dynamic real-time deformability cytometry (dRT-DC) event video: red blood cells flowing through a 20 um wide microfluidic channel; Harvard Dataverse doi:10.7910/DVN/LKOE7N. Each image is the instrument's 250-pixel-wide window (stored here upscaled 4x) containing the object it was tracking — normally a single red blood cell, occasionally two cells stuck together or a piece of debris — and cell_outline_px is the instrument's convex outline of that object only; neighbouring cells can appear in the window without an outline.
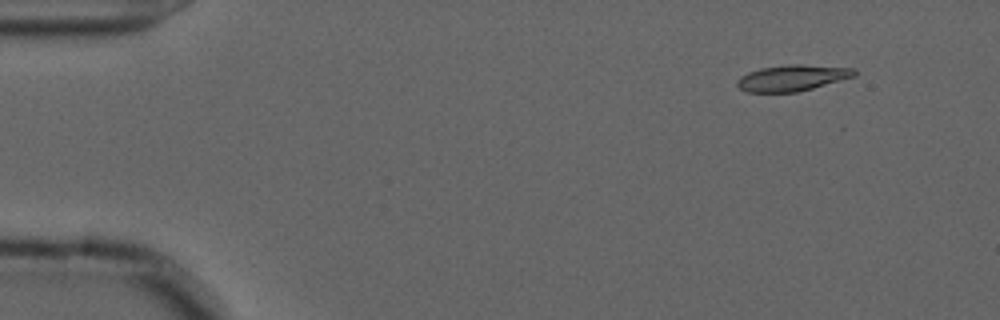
{"species": "common noctule bat (a hibernating species)", "species_latin": "Nyctalus noctula", "temperature_condition": "cold", "stored_images_in_passage": 47, "camera_frame_rate_fps": 3000, "um_per_image_px": 0.085, "animal": {"sex": "male", "forearm_length_mm": 52.5}, "frame": {"image": 1, "passage_image": 1, "time_ms": 0.0, "image_size_px": [1000, 320], "cell_outline_px": [[856, 76], [812, 88], [796, 92], [748, 92], [740, 88], [736, 84], [736, 80], [740, 76], [748, 72], [760, 68], [784, 64], [800, 64], [852, 68], [856, 72]], "centroid_in_image_um": [67.3, 6.61], "position_along_channel_um": 17.7, "area_um2": 17.8}}
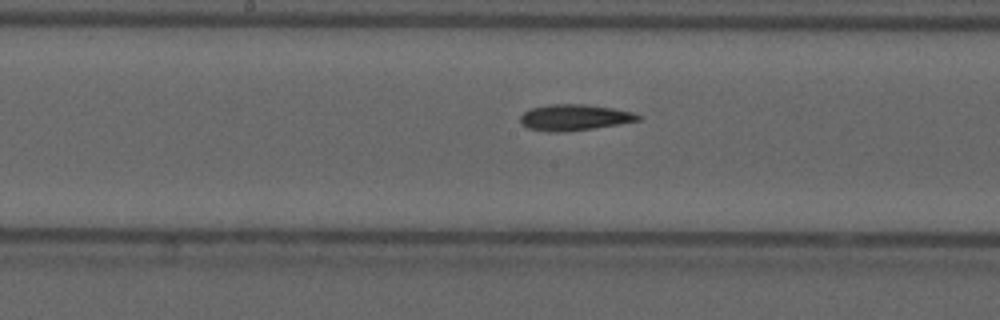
{"frame": {"image": 2, "passage_image": 24, "time_ms": 7.667, "image_size_px": [1000, 320], "cell_outline_px": [[640, 120], [620, 124], [564, 132], [548, 132], [528, 128], [520, 124], [520, 116], [524, 112], [532, 108], [548, 104], [584, 104], [612, 108], [632, 112], [640, 116]], "centroid_in_image_um": [48.78, 9.98], "position_along_channel_um": 199.4, "area_um2": 17.86}}
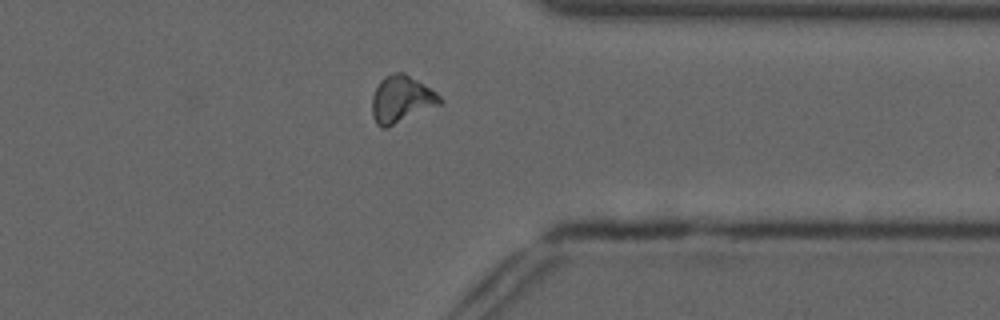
{"frame": {"image": 3, "passage_image": 39, "time_ms": 12.667, "image_size_px": [1000, 320], "cell_outline_px": [[444, 100], [440, 104], [388, 128], [380, 128], [376, 124], [372, 116], [372, 96], [380, 80], [384, 76], [392, 72], [404, 72], [436, 92]], "centroid_in_image_um": [34.09, 8.45], "position_along_channel_um": 377.3, "area_um2": 18.67}}